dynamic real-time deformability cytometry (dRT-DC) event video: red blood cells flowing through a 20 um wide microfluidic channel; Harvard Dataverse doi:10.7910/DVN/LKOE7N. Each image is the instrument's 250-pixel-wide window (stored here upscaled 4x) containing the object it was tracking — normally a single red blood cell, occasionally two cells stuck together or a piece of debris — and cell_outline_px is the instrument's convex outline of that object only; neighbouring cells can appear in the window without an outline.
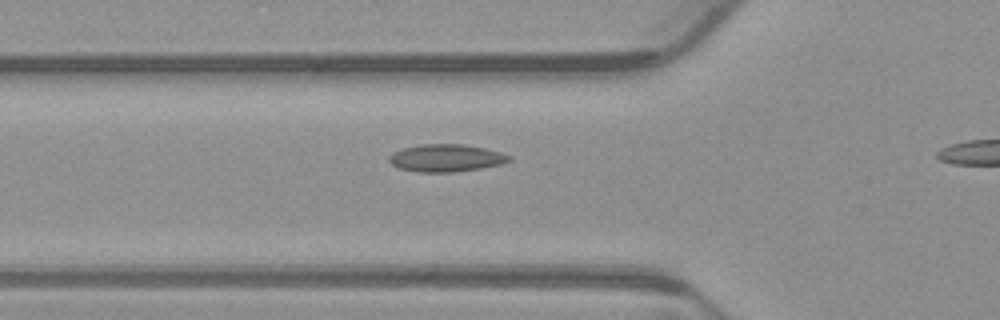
{"species": "common noctule bat (a hibernating species)", "species_latin": "Nyctalus noctula", "temperature_condition": "warm", "stored_images_in_passage": 37, "camera_frame_rate_fps": 3000, "um_per_image_px": 0.085, "animal": {"sex": "male", "body_mass_g": 23.1, "forearm_length_mm": 52.7}, "frame": {"image": 1, "passage_image": 12, "time_ms": 3.667, "image_size_px": [1000, 320], "cell_outline_px": [[512, 160], [500, 164], [480, 168], [452, 172], [416, 172], [400, 168], [392, 164], [388, 160], [388, 156], [392, 152], [400, 148], [420, 144], [464, 144], [484, 148], [500, 152], [512, 156]], "centroid_in_image_um": [37.88, 13.42], "position_along_channel_um": 87.9, "area_um2": 19.31}}
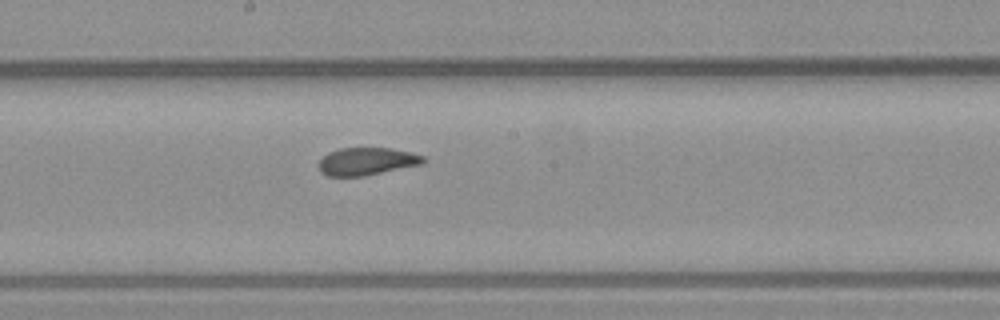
{"frame": {"image": 2, "passage_image": 22, "time_ms": 7.0, "image_size_px": [1000, 320], "cell_outline_px": [[424, 164], [364, 176], [328, 176], [320, 172], [316, 164], [328, 152], [340, 148], [388, 148], [408, 152], [424, 156]], "centroid_in_image_um": [31.13, 13.72], "position_along_channel_um": 217.1, "area_um2": 16.88}}
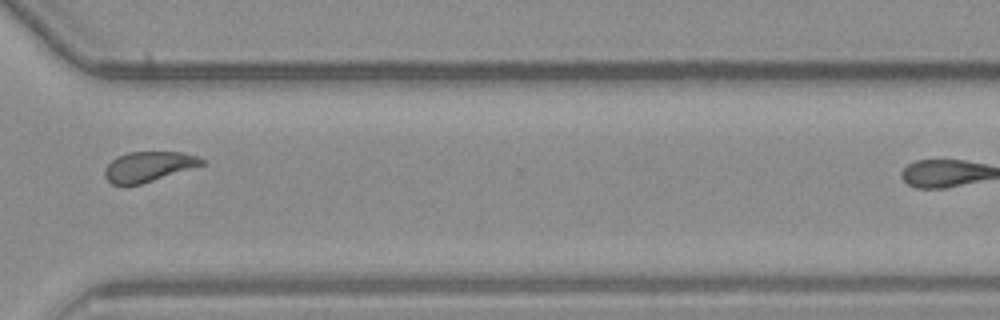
{"frame": {"image": 3, "passage_image": 33, "time_ms": 10.667, "image_size_px": [1000, 320], "cell_outline_px": [[204, 164], [140, 184], [112, 184], [104, 176], [104, 168], [116, 156], [128, 152], [184, 152], [196, 156], [204, 160]], "centroid_in_image_um": [12.59, 14.14], "position_along_channel_um": 358.0, "area_um2": 16.7}}